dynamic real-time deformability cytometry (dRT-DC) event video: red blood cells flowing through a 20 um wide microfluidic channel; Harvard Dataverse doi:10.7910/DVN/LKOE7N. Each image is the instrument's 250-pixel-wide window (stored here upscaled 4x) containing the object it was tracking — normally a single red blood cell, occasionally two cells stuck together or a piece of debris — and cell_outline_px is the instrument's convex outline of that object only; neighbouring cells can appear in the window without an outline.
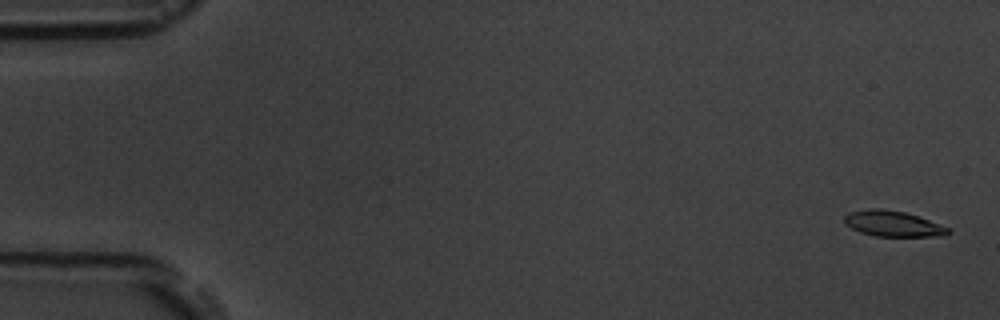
{"species": "common noctule bat (a hibernating species)", "species_latin": "Nyctalus noctula", "temperature_condition": "room temperature", "stored_images_in_passage": 15, "camera_frame_rate_fps": 3000, "um_per_image_px": 0.085, "animal": {"sex": "male", "body_mass_g": 19.5, "forearm_length_mm": 54.6}, "frame": {"image": 1, "passage_image": 1, "time_ms": 0.0, "image_size_px": [1000, 320], "cell_outline_px": [[952, 232], [944, 236], [876, 236], [860, 232], [844, 224], [844, 216], [848, 212], [872, 208], [880, 208], [904, 212], [928, 220], [948, 228]], "centroid_in_image_um": [75.86, 19.01], "position_along_channel_um": 9.1, "area_um2": 15.37}}
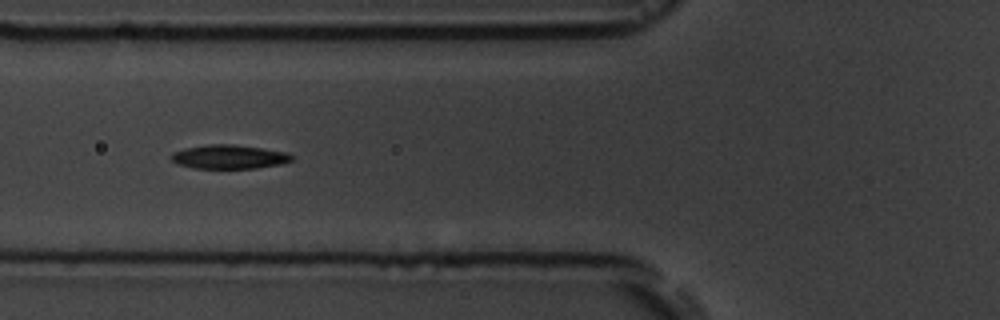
{"frame": {"image": 2, "passage_image": 6, "time_ms": 6.667, "image_size_px": [1000, 320], "cell_outline_px": [[292, 160], [280, 164], [256, 168], [192, 168], [176, 164], [172, 160], [172, 152], [184, 148], [208, 144], [232, 144], [288, 152], [292, 156]], "centroid_in_image_um": [19.44, 13.33], "position_along_channel_um": 106.4, "area_um2": 16.76}}
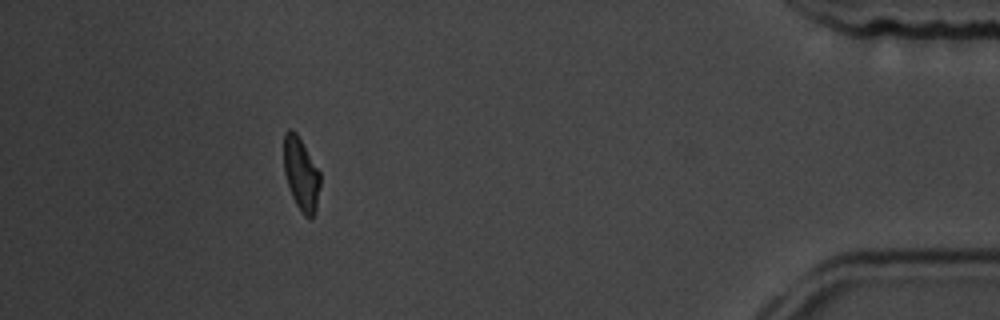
{"frame": {"image": 3, "passage_image": 14, "time_ms": 16.667, "image_size_px": [1000, 320], "cell_outline_px": [[320, 184], [316, 212], [312, 216], [304, 216], [296, 204], [292, 196], [284, 172], [284, 132], [288, 128], [292, 128], [296, 132], [320, 172]], "centroid_in_image_um": [25.59, 14.76], "position_along_channel_um": 409.6, "area_um2": 15.37}, "authors_computed_cell_mechanics": {"area_um2": 15.9528, "velocity_mm_per_s": 3.591, "shape_relaxation_time_tau1_ms": 3.8024, "shape_relaxation_time_tau2_ms": null, "deformation_change_tau1": 0.1245, "deformation_change_tau2": null}}